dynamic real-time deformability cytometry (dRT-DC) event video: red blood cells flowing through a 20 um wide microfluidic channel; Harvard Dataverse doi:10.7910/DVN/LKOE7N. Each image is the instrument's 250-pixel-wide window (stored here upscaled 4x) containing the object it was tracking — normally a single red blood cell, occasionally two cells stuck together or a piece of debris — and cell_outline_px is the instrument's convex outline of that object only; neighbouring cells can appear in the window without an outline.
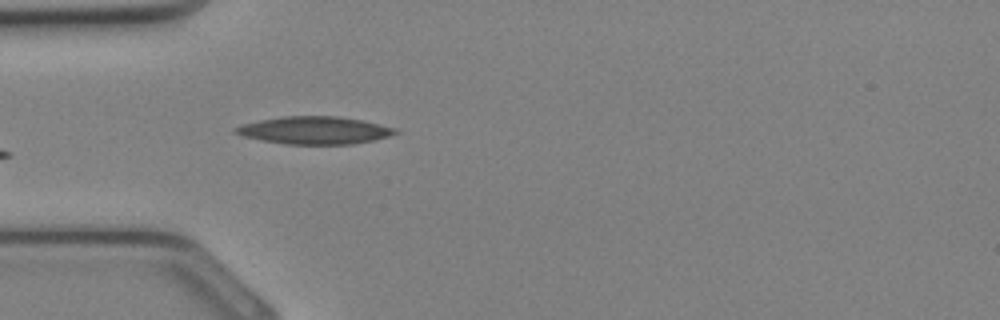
{"species": "Egyptian fruit bat (a non-hibernating species)", "species_latin": "Rousettus aegyptiacus", "temperature_condition": "cold", "stored_images_in_passage": 25, "camera_frame_rate_fps": 3000, "um_per_image_px": 0.085, "animal": {"sex": "female"}, "frame": {"image": 1, "passage_image": 2, "time_ms": 0.333, "image_size_px": [1000, 320], "cell_outline_px": [[400, 132], [388, 136], [372, 140], [352, 144], [288, 144], [264, 140], [244, 136], [232, 132], [232, 128], [240, 124], [260, 120], [284, 116], [336, 116], [364, 120], [396, 128]], "centroid_in_image_um": [26.73, 11.06], "position_along_channel_um": 58.3, "area_um2": 25.61}}
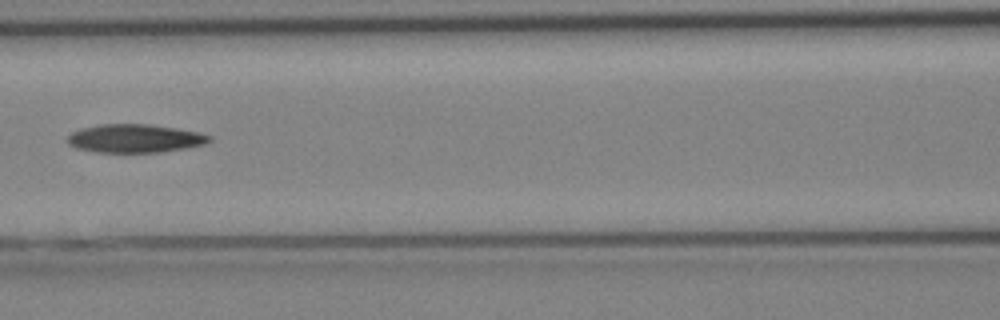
{"frame": {"image": 2, "passage_image": 7, "time_ms": 2.0, "image_size_px": [1000, 320], "cell_outline_px": [[212, 140], [208, 144], [188, 148], [160, 152], [96, 152], [76, 148], [68, 144], [68, 136], [72, 132], [80, 128], [100, 124], [148, 124], [176, 128], [200, 132], [212, 136]], "centroid_in_image_um": [11.51, 11.76], "position_along_channel_um": 155.1, "area_um2": 23.7}}
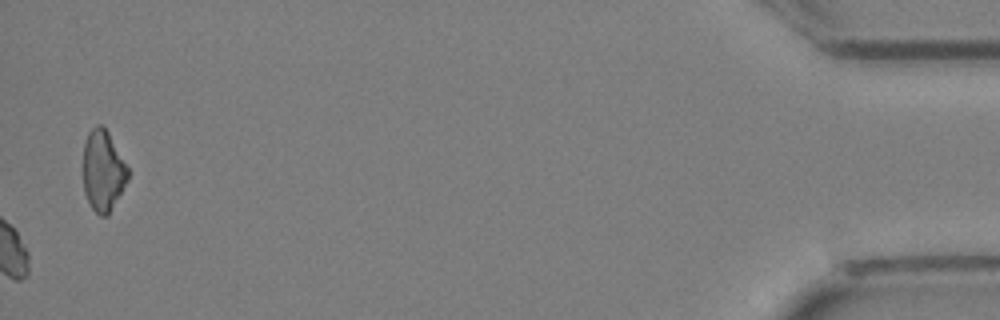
{"frame": {"image": 3, "passage_image": 25, "time_ms": 8.0, "image_size_px": [1000, 320], "cell_outline_px": [[128, 180], [108, 216], [100, 216], [92, 208], [84, 192], [84, 144], [88, 132], [96, 124], [104, 124], [128, 168]], "centroid_in_image_um": [8.76, 14.5], "position_along_channel_um": 426.4, "area_um2": 21.04}}